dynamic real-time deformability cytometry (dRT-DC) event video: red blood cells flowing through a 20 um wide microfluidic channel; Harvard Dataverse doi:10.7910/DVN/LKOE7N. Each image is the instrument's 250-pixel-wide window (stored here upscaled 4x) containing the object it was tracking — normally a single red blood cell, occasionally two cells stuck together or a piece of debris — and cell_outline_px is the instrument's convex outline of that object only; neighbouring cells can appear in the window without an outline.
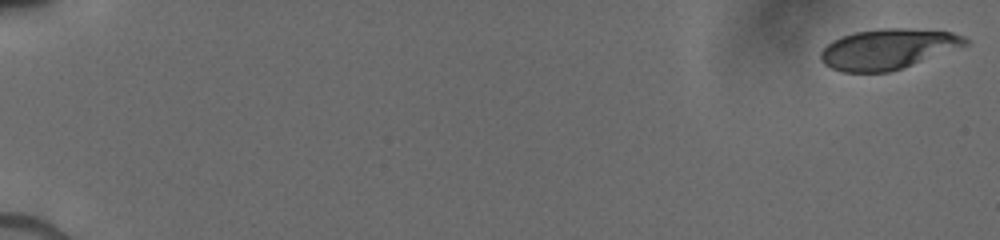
{"species": "human", "species_latin": "Homo sapiens", "temperature_condition": "cold", "stored_images_in_passage": 21, "camera_frame_rate_fps": 3000, "um_per_image_px": 0.085, "donor": {"sex": "male"}, "frame": {"image": 1, "passage_image": 1, "time_ms": 0.0, "image_size_px": [1000, 240], "cell_outline_px": [[968, 44], [900, 68], [888, 72], [844, 72], [832, 68], [824, 64], [820, 60], [820, 52], [832, 40], [840, 36], [856, 32], [884, 28], [904, 28], [952, 32], [964, 36], [968, 40]], "centroid_in_image_um": [75.42, 4.16], "position_along_channel_um": 9.6, "area_um2": 33.47}}
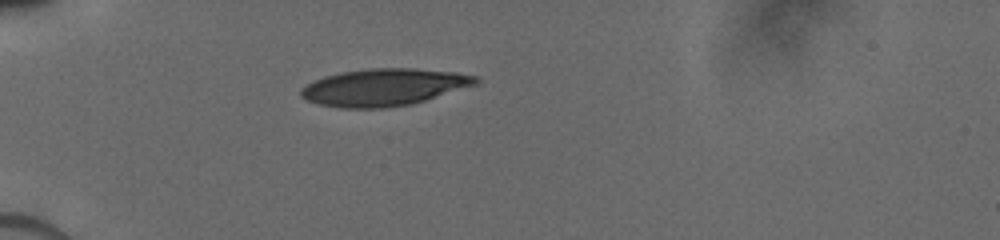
{"frame": {"image": 2, "passage_image": 16, "time_ms": 5.333, "image_size_px": [1000, 240], "cell_outline_px": [[480, 80], [476, 84], [412, 104], [384, 108], [344, 108], [320, 104], [308, 100], [300, 96], [300, 88], [324, 76], [340, 72], [372, 68], [412, 68], [456, 72], [476, 76]], "centroid_in_image_um": [32.63, 7.41], "position_along_channel_um": 52.4, "area_um2": 37.57}}
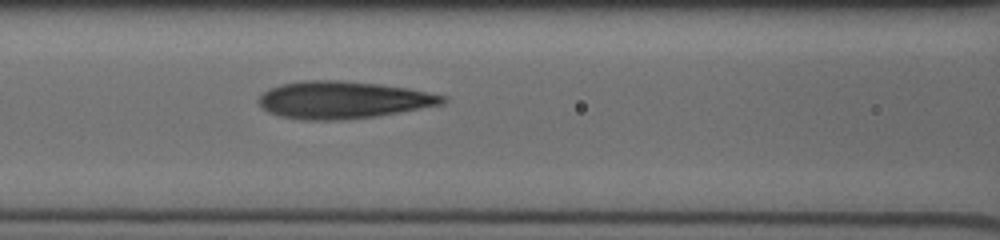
{"frame": {"image": 3, "passage_image": 21, "time_ms": 8.0, "image_size_px": [1000, 240], "cell_outline_px": [[448, 100], [444, 104], [400, 112], [376, 116], [348, 120], [300, 120], [280, 116], [268, 112], [256, 100], [268, 88], [280, 84], [300, 80], [340, 80], [380, 84], [408, 88], [448, 96]], "centroid_in_image_um": [29.16, 8.49], "position_along_channel_um": 137.4, "area_um2": 40.4}}